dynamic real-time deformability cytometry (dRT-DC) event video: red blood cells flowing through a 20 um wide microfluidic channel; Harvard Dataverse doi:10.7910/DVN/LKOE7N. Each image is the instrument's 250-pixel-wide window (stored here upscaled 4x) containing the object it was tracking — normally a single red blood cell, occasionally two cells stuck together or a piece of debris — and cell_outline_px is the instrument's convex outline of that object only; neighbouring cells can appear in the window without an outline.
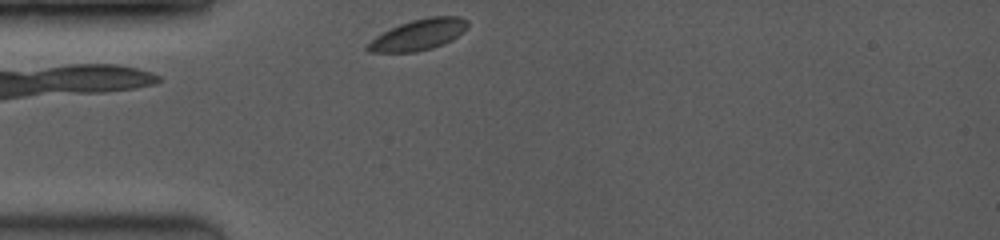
{"species": "common noctule bat (a hibernating species)", "species_latin": "Nyctalus noctula", "temperature_condition": "room temperature", "stored_images_in_passage": 7, "camera_frame_rate_fps": 3500, "um_per_image_px": 0.085, "animal": {"sex": "female", "body_mass_g": 19.0, "forearm_length_mm": 53.3}, "frame": {"image": 1, "passage_image": 1, "time_ms": 0.0, "image_size_px": [1000, 240], "cell_outline_px": [[468, 28], [464, 32], [452, 40], [444, 44], [432, 48], [416, 52], [368, 52], [364, 48], [376, 36], [400, 24], [412, 20], [428, 16], [460, 16], [468, 20]], "centroid_in_image_um": [35.62, 2.95], "position_along_channel_um": 49.4, "area_um2": 18.09}}
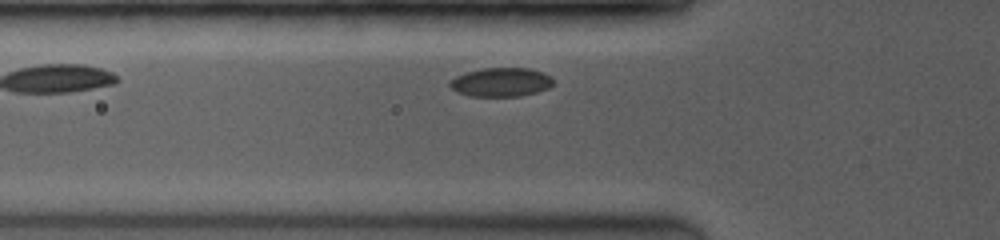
{"frame": {"image": 2, "passage_image": 4, "time_ms": 1.143, "image_size_px": [1000, 240], "cell_outline_px": [[552, 84], [548, 88], [536, 92], [520, 96], [468, 96], [456, 92], [448, 84], [448, 80], [464, 72], [484, 68], [528, 68], [544, 72], [552, 76]], "centroid_in_image_um": [42.55, 6.98], "position_along_channel_um": 83.3, "area_um2": 17.57}}
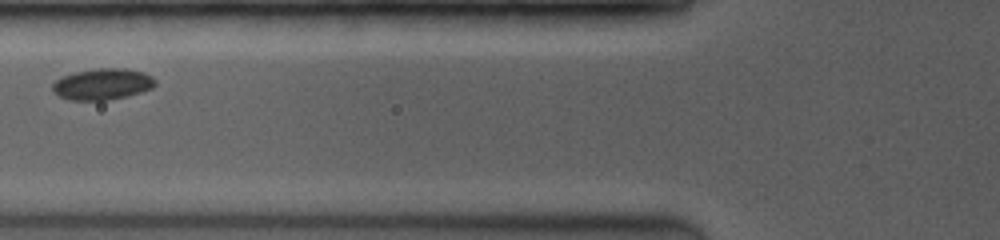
{"frame": {"image": 3, "passage_image": 6, "time_ms": 2.0, "image_size_px": [1000, 240], "cell_outline_px": [[156, 84], [152, 88], [128, 96], [108, 100], [72, 100], [60, 96], [52, 92], [52, 84], [60, 76], [76, 72], [96, 68], [124, 68], [144, 72], [152, 76], [156, 80]], "centroid_in_image_um": [8.71, 7.14], "position_along_channel_um": 117.1, "area_um2": 18.84}}